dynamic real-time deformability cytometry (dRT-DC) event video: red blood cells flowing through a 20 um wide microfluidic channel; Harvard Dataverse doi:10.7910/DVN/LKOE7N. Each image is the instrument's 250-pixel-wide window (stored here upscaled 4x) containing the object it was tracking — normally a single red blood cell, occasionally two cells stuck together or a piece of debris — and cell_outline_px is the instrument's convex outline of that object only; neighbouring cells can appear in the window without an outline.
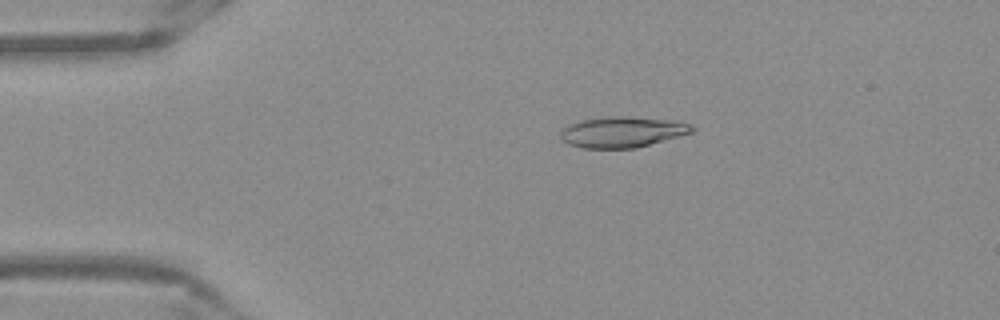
{"species": "Egyptian fruit bat (a non-hibernating species)", "species_latin": "Rousettus aegyptiacus", "temperature_condition": "warm", "stored_images_in_passage": 52, "camera_frame_rate_fps": 3000, "um_per_image_px": 0.085, "frame": {"image": 1, "passage_image": 10, "time_ms": 3.0, "image_size_px": [1000, 320], "cell_outline_px": [[696, 128], [692, 132], [680, 136], [636, 148], [580, 148], [568, 144], [560, 140], [560, 132], [568, 124], [584, 120], [608, 116], [628, 116], [664, 120], [692, 124]], "centroid_in_image_um": [52.86, 11.23], "position_along_channel_um": 32.1, "area_um2": 23.52}}
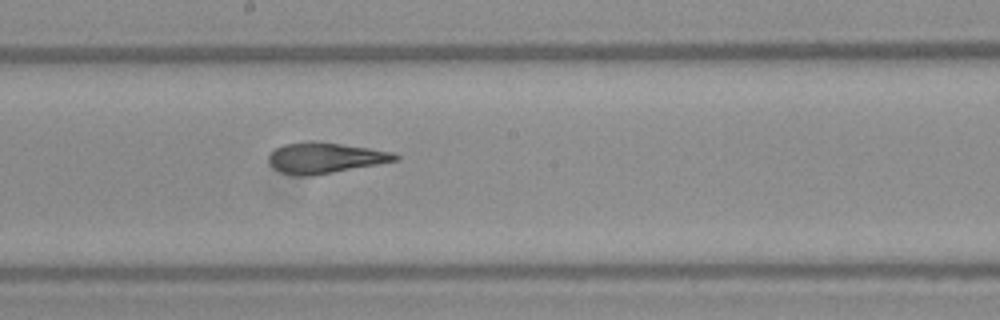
{"frame": {"image": 2, "passage_image": 28, "time_ms": 9.0, "image_size_px": [1000, 320], "cell_outline_px": [[400, 160], [332, 172], [308, 176], [300, 176], [280, 172], [268, 160], [268, 156], [276, 148], [284, 144], [304, 140], [312, 140], [368, 148], [392, 152], [400, 156]], "centroid_in_image_um": [27.62, 13.4], "position_along_channel_um": 220.6, "area_um2": 22.43}}
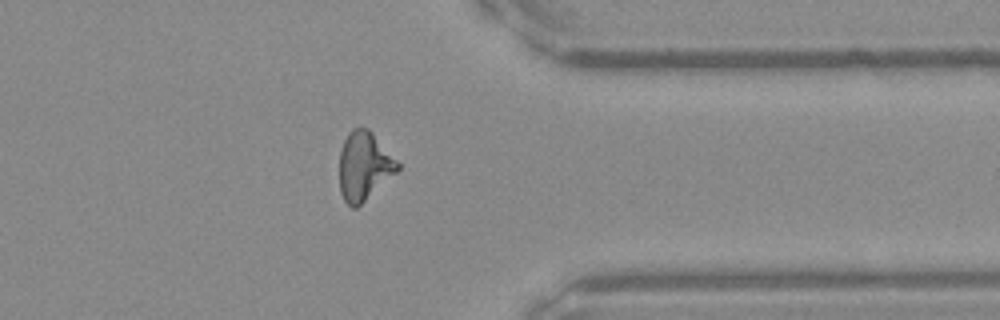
{"frame": {"image": 3, "passage_image": 41, "time_ms": 13.333, "image_size_px": [1000, 320], "cell_outline_px": [[400, 168], [396, 172], [356, 208], [352, 208], [344, 200], [340, 192], [340, 152], [344, 140], [348, 132], [352, 128], [368, 128], [372, 132], [400, 164]], "centroid_in_image_um": [30.93, 14.1], "position_along_channel_um": 380.5, "area_um2": 22.89}, "authors_computed_cell_mechanics": {"area_um2": 22.8888, "velocity_mm_per_s": 3.8994, "shape_relaxation_time_tau1_ms": null, "shape_relaxation_time_tau2_ms": 1.9233, "deformation_change_tau1": null, "deformation_change_tau2": 0.1186}}